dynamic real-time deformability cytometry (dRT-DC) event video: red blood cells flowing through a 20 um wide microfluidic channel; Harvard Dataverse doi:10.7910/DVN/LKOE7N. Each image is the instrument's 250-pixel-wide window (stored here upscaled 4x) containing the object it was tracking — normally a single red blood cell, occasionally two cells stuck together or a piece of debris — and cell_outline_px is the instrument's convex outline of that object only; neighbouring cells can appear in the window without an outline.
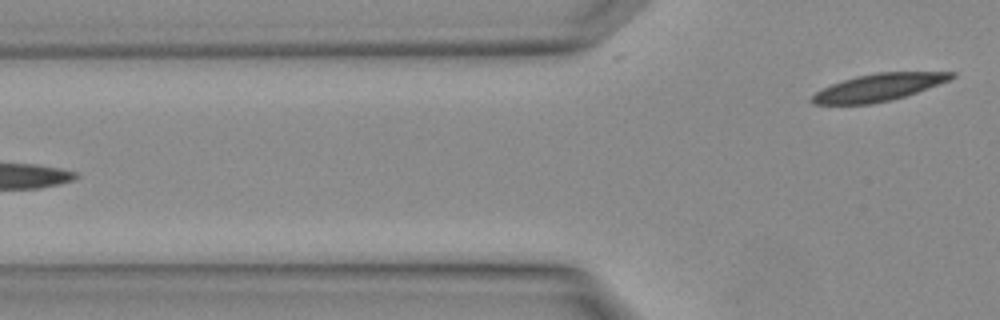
{"species": "Egyptian fruit bat (a non-hibernating species)", "species_latin": "Rousettus aegyptiacus", "temperature_condition": "warm", "stored_images_in_passage": 2, "camera_frame_rate_fps": 3000, "um_per_image_px": 0.085, "animal": {"sex": "female"}, "frame": {"image": 1, "passage_image": 2, "time_ms": 0.333, "image_size_px": [1000, 320], "cell_outline_px": [[956, 76], [948, 80], [916, 92], [904, 96], [872, 104], [812, 104], [808, 100], [816, 92], [832, 84], [856, 76], [876, 72], [956, 72]], "centroid_in_image_um": [74.64, 7.42], "position_along_channel_um": 51.2, "area_um2": 21.79}}